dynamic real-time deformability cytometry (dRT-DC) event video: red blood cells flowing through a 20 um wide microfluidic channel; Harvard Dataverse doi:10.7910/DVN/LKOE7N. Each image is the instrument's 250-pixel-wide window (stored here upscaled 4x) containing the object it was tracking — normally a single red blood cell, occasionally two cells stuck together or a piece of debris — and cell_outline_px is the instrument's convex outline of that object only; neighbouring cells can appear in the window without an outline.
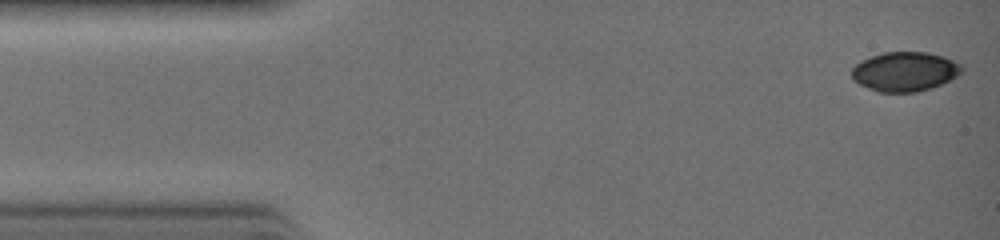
{"species": "common noctule bat (a hibernating species)", "species_latin": "Nyctalus noctula", "temperature_condition": "warm", "stored_images_in_passage": 16, "camera_frame_rate_fps": 3000, "um_per_image_px": 0.085, "animal": {"sex": "female", "body_mass_g": 19.0, "forearm_length_mm": 51.5}, "frame": {"image": 1, "passage_image": 1, "time_ms": 0.0, "image_size_px": [1000, 240], "cell_outline_px": [[964, 72], [932, 88], [916, 92], [876, 92], [852, 80], [852, 68], [860, 60], [884, 52], [924, 52], [944, 56], [960, 64], [964, 68]], "centroid_in_image_um": [76.9, 6.08], "position_along_channel_um": 8.1, "area_um2": 25.32}}
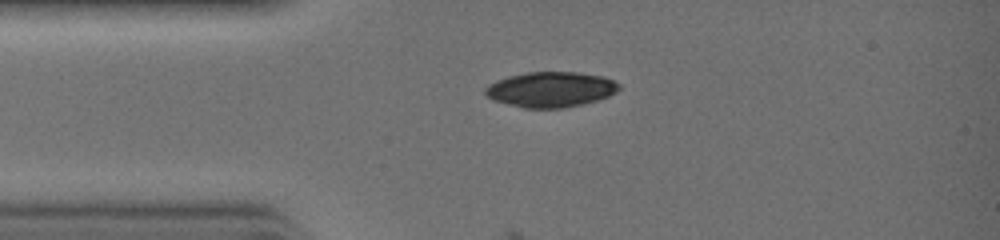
{"frame": {"image": 2, "passage_image": 7, "time_ms": 2.0, "image_size_px": [1000, 240], "cell_outline_px": [[620, 88], [616, 92], [608, 96], [584, 104], [564, 108], [520, 108], [496, 100], [488, 96], [484, 92], [484, 88], [488, 84], [496, 80], [508, 76], [528, 72], [576, 72], [604, 76], [620, 84]], "centroid_in_image_um": [46.81, 7.6], "position_along_channel_um": 38.2, "area_um2": 27.57}}